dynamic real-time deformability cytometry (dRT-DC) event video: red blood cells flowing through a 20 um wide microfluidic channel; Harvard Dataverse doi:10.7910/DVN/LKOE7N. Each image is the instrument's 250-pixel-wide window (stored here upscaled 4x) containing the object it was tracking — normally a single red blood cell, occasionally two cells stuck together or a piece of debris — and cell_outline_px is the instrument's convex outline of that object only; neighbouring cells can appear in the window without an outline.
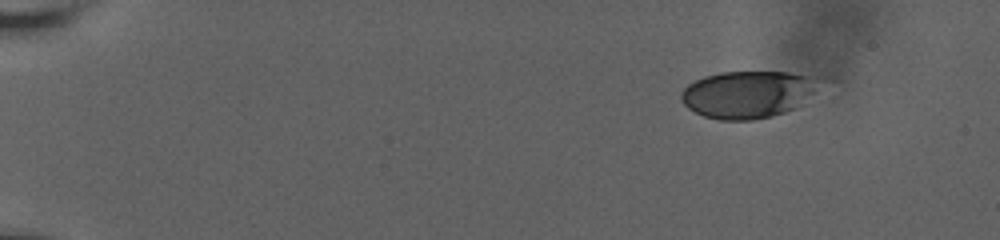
{"species": "human", "species_latin": "Homo sapiens", "temperature_condition": "room temperature", "stored_images_in_passage": 23, "camera_frame_rate_fps": 3000, "um_per_image_px": 0.085, "donor": {"sex": "male"}, "frame": {"image": 1, "passage_image": 1, "time_ms": 0.0, "image_size_px": [1000, 240], "cell_outline_px": [[840, 80], [792, 108], [784, 112], [772, 116], [756, 120], [720, 120], [704, 116], [688, 108], [680, 100], [680, 92], [688, 84], [704, 76], [720, 72], [788, 72], [832, 76]], "centroid_in_image_um": [63.86, 7.96], "position_along_channel_um": 21.1, "area_um2": 40.0}}
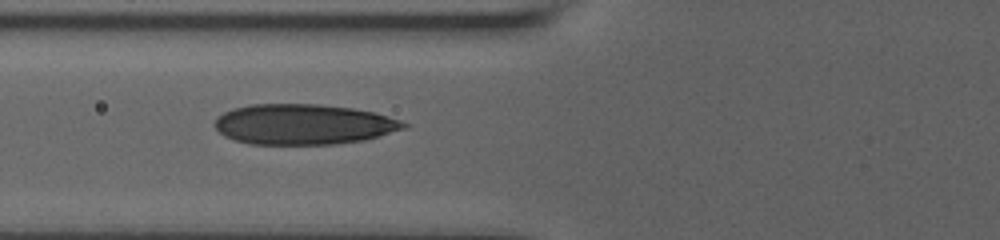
{"frame": {"image": 2, "passage_image": 14, "time_ms": 6.0, "image_size_px": [1000, 240], "cell_outline_px": [[408, 128], [364, 140], [336, 144], [252, 144], [236, 140], [224, 136], [212, 124], [224, 112], [232, 108], [252, 104], [320, 104], [352, 108], [376, 112], [400, 120], [408, 124]], "centroid_in_image_um": [25.82, 10.56], "position_along_channel_um": 100.0, "area_um2": 44.62}}
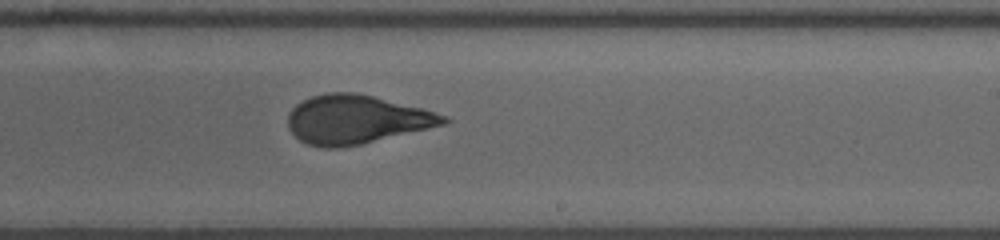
{"frame": {"image": 3, "passage_image": 23, "time_ms": 10.333, "image_size_px": [1000, 240], "cell_outline_px": [[452, 120], [444, 124], [428, 128], [360, 144], [340, 148], [324, 148], [308, 144], [300, 140], [288, 128], [288, 112], [296, 104], [312, 96], [328, 92], [356, 92], [420, 108], [448, 116]], "centroid_in_image_um": [30.25, 10.15], "position_along_channel_um": 258.8, "area_um2": 43.75}}